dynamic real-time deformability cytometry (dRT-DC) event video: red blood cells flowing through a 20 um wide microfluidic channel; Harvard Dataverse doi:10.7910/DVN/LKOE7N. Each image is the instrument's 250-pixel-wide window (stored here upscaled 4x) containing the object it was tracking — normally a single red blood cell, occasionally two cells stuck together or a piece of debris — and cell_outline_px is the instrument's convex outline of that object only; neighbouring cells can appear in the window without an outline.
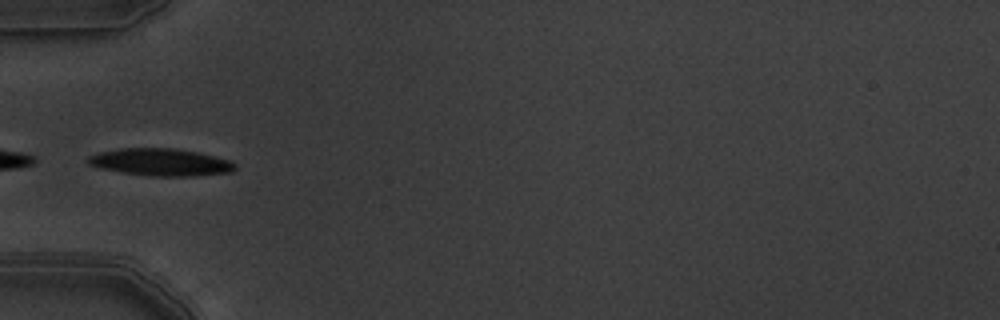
{"species": "common noctule bat (a hibernating species)", "species_latin": "Nyctalus noctula", "temperature_condition": "warm", "stored_images_in_passage": 8, "camera_frame_rate_fps": 3000, "um_per_image_px": 0.085, "animal": {"sex": "male", "body_mass_g": 19.5, "forearm_length_mm": 54.6}, "frame": {"image": 1, "passage_image": 6, "time_ms": 1.667, "image_size_px": [1000, 320], "cell_outline_px": [[236, 168], [232, 172], [196, 176], [152, 176], [124, 172], [100, 168], [88, 164], [88, 156], [100, 152], [120, 148], [172, 148], [200, 152], [228, 160], [236, 164]], "centroid_in_image_um": [13.69, 13.78], "position_along_channel_um": 71.3, "area_um2": 23.29}}